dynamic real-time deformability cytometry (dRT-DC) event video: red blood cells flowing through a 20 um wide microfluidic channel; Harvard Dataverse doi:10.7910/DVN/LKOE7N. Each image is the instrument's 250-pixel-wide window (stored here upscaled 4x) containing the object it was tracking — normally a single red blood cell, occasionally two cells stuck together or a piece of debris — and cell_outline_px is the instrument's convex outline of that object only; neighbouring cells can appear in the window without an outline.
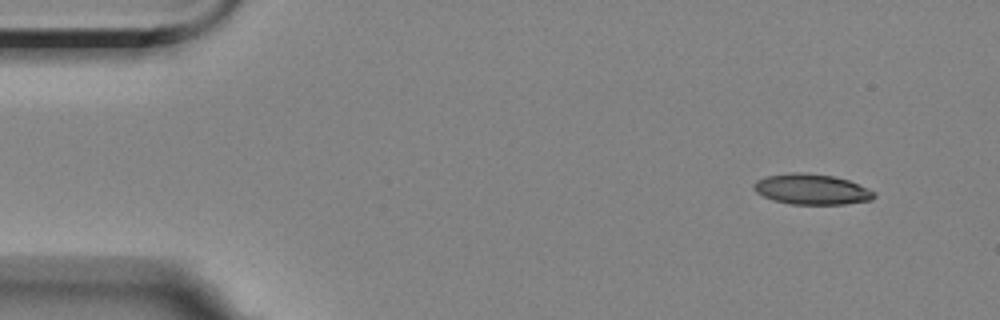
{"species": "Egyptian fruit bat (a non-hibernating species)", "species_latin": "Rousettus aegyptiacus", "temperature_condition": "room temperature", "stored_images_in_passage": 5, "camera_frame_rate_fps": 3000, "um_per_image_px": 0.085, "animal": {"sex": "female"}, "frame": {"image": 1, "passage_image": 1, "time_ms": 0.0, "image_size_px": [1000, 320], "cell_outline_px": [[876, 196], [872, 200], [844, 204], [792, 204], [776, 200], [764, 196], [756, 192], [752, 188], [752, 184], [756, 180], [768, 176], [792, 172], [800, 172], [832, 176], [848, 180], [876, 192]], "centroid_in_image_um": [68.99, 16.09], "position_along_channel_um": 16.0, "area_um2": 21.21}}
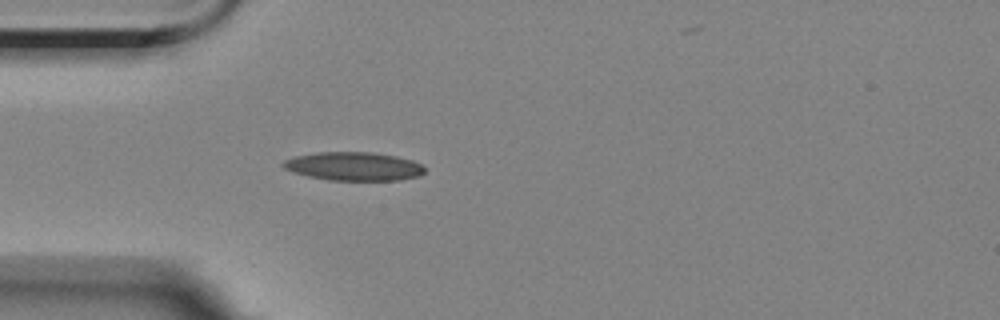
{"frame": {"image": 2, "passage_image": 4, "time_ms": 3.667, "image_size_px": [1000, 320], "cell_outline_px": [[424, 172], [420, 176], [400, 180], [328, 180], [308, 176], [284, 168], [280, 164], [284, 160], [296, 156], [316, 152], [368, 152], [396, 156], [412, 160], [420, 164], [424, 168]], "centroid_in_image_um": [30.07, 14.14], "position_along_channel_um": 54.9, "area_um2": 23.41}}